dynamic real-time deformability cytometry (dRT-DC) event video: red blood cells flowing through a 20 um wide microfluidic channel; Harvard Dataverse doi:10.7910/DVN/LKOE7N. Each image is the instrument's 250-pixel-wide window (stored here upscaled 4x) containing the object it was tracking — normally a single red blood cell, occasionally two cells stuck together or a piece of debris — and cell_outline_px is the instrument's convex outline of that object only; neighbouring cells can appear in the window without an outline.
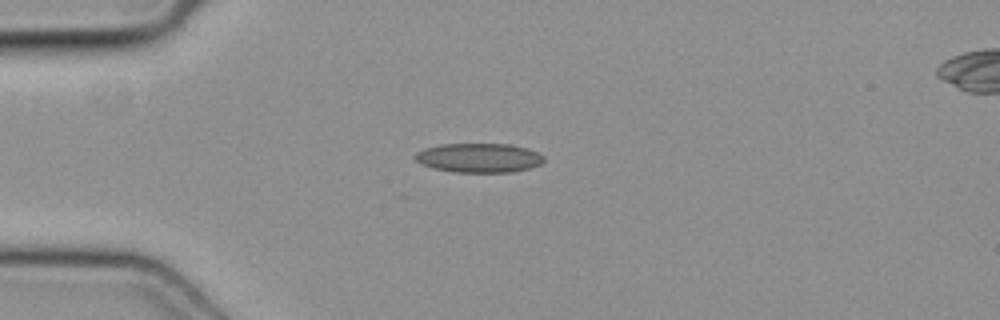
{"species": "common noctule bat (a hibernating species)", "species_latin": "Nyctalus noctula", "temperature_condition": "cold", "stored_images_in_passage": 37, "camera_frame_rate_fps": 3000, "um_per_image_px": 0.085, "animal": {"sex": "female", "body_mass_g": 19.3, "forearm_length_mm": 54.1}, "frame": {"image": 1, "passage_image": 1, "time_ms": 0.0, "image_size_px": [1000, 320], "cell_outline_px": [[544, 160], [540, 164], [528, 168], [512, 172], [452, 172], [432, 168], [420, 164], [412, 156], [416, 152], [424, 148], [440, 144], [508, 144], [528, 148], [544, 156]], "centroid_in_image_um": [40.65, 13.41], "position_along_channel_um": 44.3, "area_um2": 22.08}}
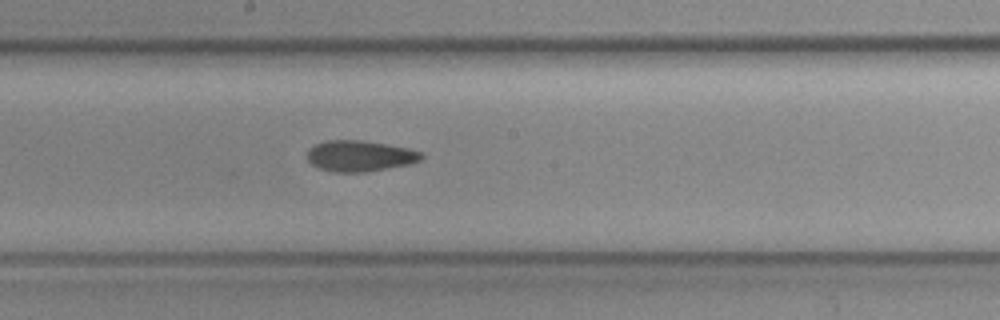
{"frame": {"image": 2, "passage_image": 15, "time_ms": 4.667, "image_size_px": [1000, 320], "cell_outline_px": [[424, 156], [420, 160], [412, 164], [364, 172], [332, 172], [320, 168], [312, 164], [308, 160], [308, 148], [324, 140], [360, 140], [388, 144], [408, 148], [424, 152]], "centroid_in_image_um": [30.62, 13.25], "position_along_channel_um": 217.6, "area_um2": 20.75}}
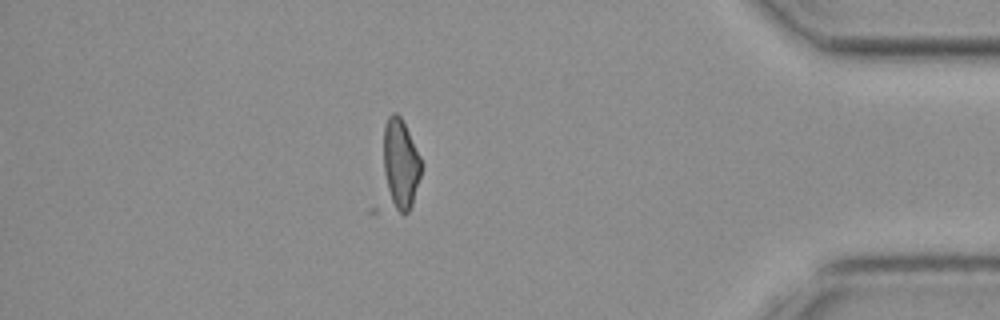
{"frame": {"image": 3, "passage_image": 31, "time_ms": 10.0, "image_size_px": [1000, 320], "cell_outline_px": [[420, 176], [412, 204], [408, 212], [400, 212], [392, 208], [384, 172], [384, 124], [388, 116], [392, 112], [396, 112], [400, 116], [420, 156]], "centroid_in_image_um": [34.03, 13.91], "position_along_channel_um": 401.2, "area_um2": 19.42}}